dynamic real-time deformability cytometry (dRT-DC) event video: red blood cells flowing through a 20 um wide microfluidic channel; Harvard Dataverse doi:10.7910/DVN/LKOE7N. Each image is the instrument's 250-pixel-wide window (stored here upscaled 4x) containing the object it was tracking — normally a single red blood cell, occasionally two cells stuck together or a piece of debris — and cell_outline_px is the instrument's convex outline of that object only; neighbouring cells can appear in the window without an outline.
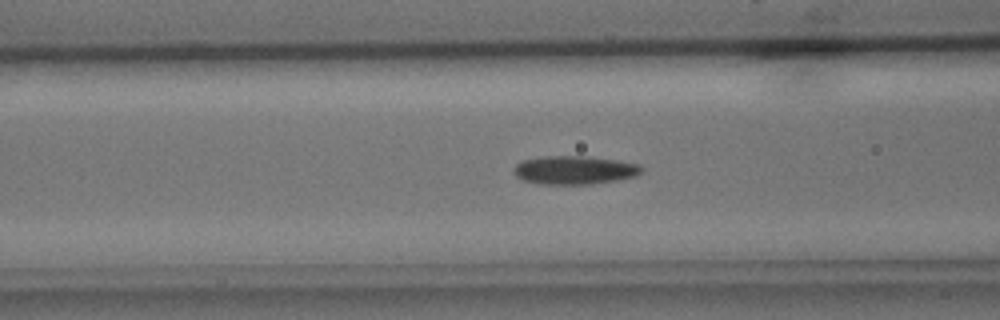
{"species": "common noctule bat (a hibernating species)", "species_latin": "Nyctalus noctula", "temperature_condition": "cold", "stored_images_in_passage": 56, "camera_frame_rate_fps": 3000, "um_per_image_px": 0.085, "animal": {"sex": "male", "body_mass_g": 15.6}, "frame": {"image": 1, "passage_image": 22, "time_ms": 7.0, "image_size_px": [1000, 320], "cell_outline_px": [[644, 168], [636, 176], [616, 180], [592, 184], [536, 184], [524, 180], [516, 176], [516, 164], [524, 160], [544, 156], [584, 156], [616, 160], [640, 164]], "centroid_in_image_um": [48.86, 14.46], "position_along_channel_um": 117.7, "area_um2": 21.04}}
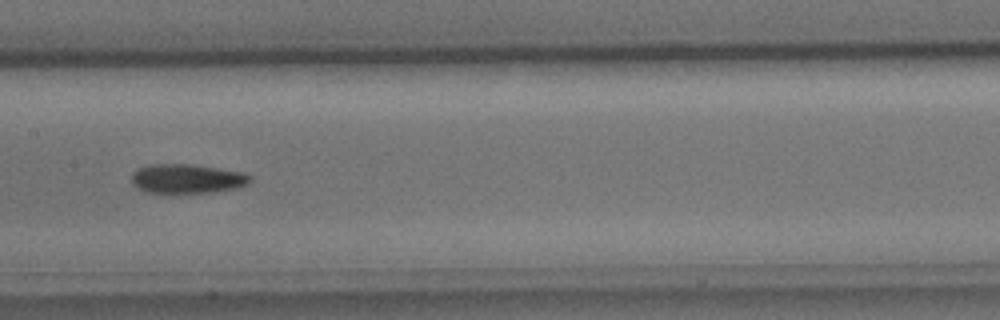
{"frame": {"image": 2, "passage_image": 28, "time_ms": 9.0, "image_size_px": [1000, 320], "cell_outline_px": [[252, 180], [248, 184], [240, 188], [212, 192], [144, 192], [132, 184], [132, 172], [136, 168], [148, 164], [192, 164], [244, 172], [252, 176]], "centroid_in_image_um": [15.92, 15.18], "position_along_channel_um": 191.5, "area_um2": 20.46}}
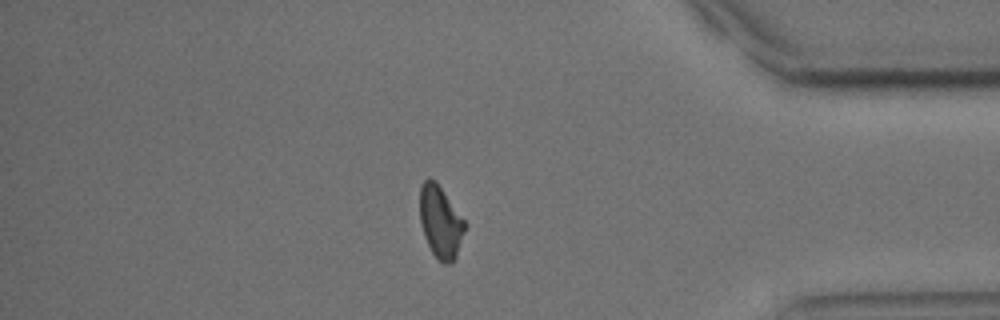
{"frame": {"image": 3, "passage_image": 47, "time_ms": 15.333, "image_size_px": [1000, 320], "cell_outline_px": [[468, 224], [456, 256], [452, 264], [444, 264], [432, 252], [424, 236], [420, 220], [420, 188], [424, 180], [428, 176], [436, 180]], "centroid_in_image_um": [37.46, 18.83], "position_along_channel_um": 397.7, "area_um2": 19.19}, "authors_computed_cell_mechanics": {"area_um2": 19.8254, "velocity_mm_per_s": 3.6733, "shape_relaxation_time_tau1_ms": 5.5479, "shape_relaxation_time_tau2_ms": null, "deformation_change_tau1": 0.1515, "deformation_change_tau2": null}}